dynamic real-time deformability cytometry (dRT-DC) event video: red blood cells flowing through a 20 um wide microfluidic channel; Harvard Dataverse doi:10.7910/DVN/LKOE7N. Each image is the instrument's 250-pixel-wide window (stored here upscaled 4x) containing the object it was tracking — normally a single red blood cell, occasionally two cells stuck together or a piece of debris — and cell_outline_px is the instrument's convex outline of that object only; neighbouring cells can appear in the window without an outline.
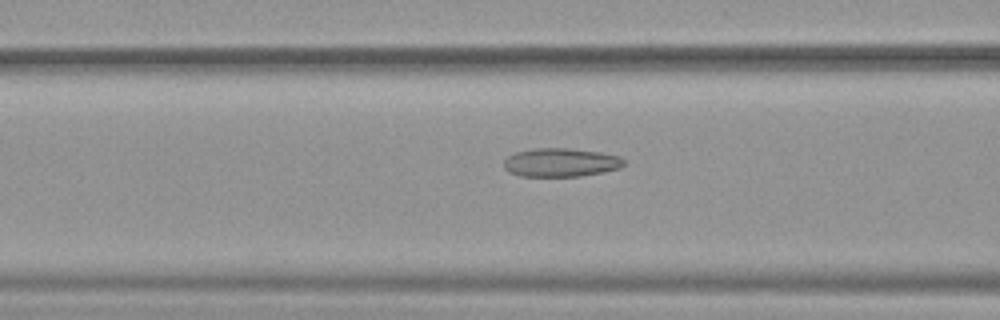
{"species": "common noctule bat (a hibernating species)", "species_latin": "Nyctalus noctula", "temperature_condition": "warm", "stored_images_in_passage": 17, "camera_frame_rate_fps": 3000, "um_per_image_px": 0.085, "animal": {"sex": "female", "body_mass_g": 19.9}, "frame": {"image": 1, "passage_image": 15, "time_ms": 4.667, "image_size_px": [1000, 320], "cell_outline_px": [[628, 164], [620, 168], [604, 172], [580, 176], [520, 176], [508, 172], [504, 168], [504, 160], [508, 156], [516, 152], [532, 148], [568, 148], [600, 152], [620, 156]], "centroid_in_image_um": [47.69, 13.81], "position_along_channel_um": 118.9, "area_um2": 20.23}}